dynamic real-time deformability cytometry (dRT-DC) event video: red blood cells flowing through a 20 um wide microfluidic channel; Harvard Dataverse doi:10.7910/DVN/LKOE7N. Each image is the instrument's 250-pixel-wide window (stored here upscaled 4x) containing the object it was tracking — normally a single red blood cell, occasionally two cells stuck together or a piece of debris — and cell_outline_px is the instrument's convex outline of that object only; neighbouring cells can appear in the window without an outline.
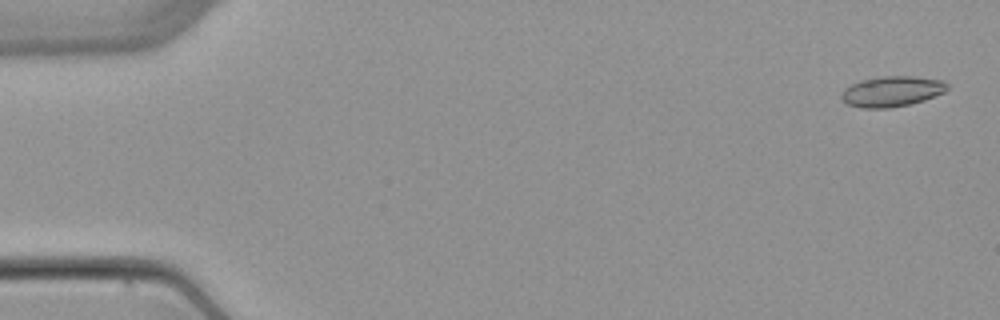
{"species": "common noctule bat (a hibernating species)", "species_latin": "Nyctalus noctula", "temperature_condition": "warm", "stored_images_in_passage": 5, "camera_frame_rate_fps": 3000, "um_per_image_px": 0.085, "animal": {"sex": "female", "body_mass_g": 22.7, "forearm_length_mm": 54.2}, "frame": {"image": 1, "passage_image": 1, "time_ms": 0.0, "image_size_px": [1000, 320], "cell_outline_px": [[948, 88], [944, 92], [924, 100], [908, 104], [888, 108], [860, 108], [848, 104], [840, 96], [844, 88], [860, 80], [884, 76], [912, 76], [944, 80], [948, 84]], "centroid_in_image_um": [75.81, 7.76], "position_along_channel_um": 9.2, "area_um2": 18.73}}
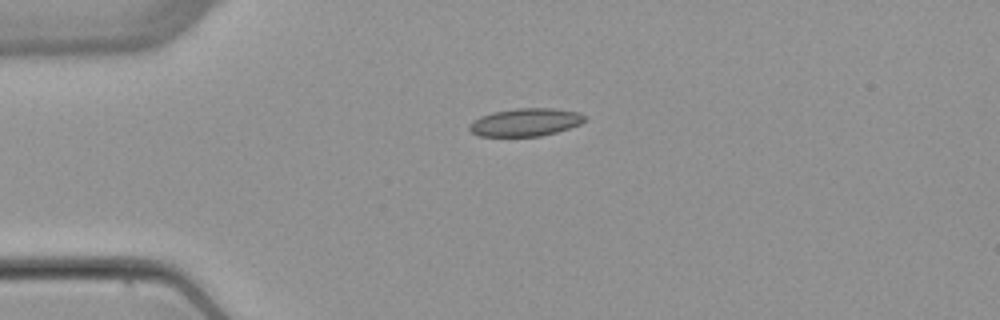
{"frame": {"image": 2, "passage_image": 4, "time_ms": 3.667, "image_size_px": [1000, 320], "cell_outline_px": [[588, 116], [580, 124], [556, 132], [540, 136], [480, 136], [472, 132], [468, 128], [468, 124], [472, 120], [480, 116], [492, 112], [516, 108], [556, 108], [580, 112]], "centroid_in_image_um": [44.66, 10.38], "position_along_channel_um": 40.3, "area_um2": 18.9}}